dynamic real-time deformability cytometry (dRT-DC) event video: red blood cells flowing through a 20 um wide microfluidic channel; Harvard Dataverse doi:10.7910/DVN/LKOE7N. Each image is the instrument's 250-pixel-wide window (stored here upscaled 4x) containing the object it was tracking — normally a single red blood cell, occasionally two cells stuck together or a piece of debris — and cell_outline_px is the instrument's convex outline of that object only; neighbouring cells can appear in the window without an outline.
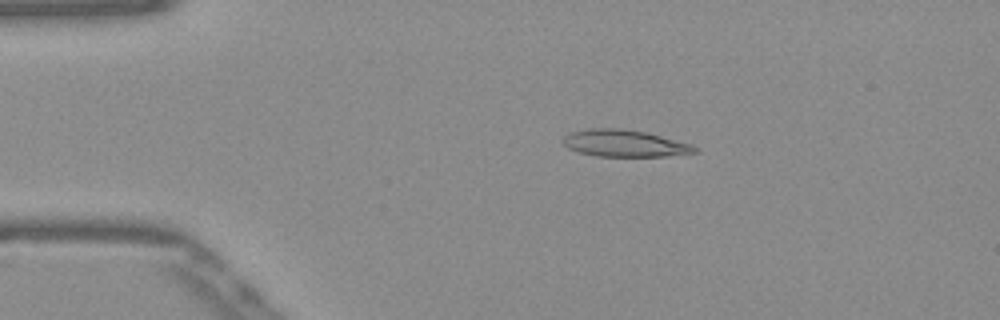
{"species": "Egyptian fruit bat (a non-hibernating species)", "species_latin": "Rousettus aegyptiacus", "temperature_condition": "warm", "stored_images_in_passage": 52, "camera_frame_rate_fps": 3000, "um_per_image_px": 0.085, "frame": {"image": 1, "passage_image": 10, "time_ms": 3.0, "image_size_px": [1000, 320], "cell_outline_px": [[700, 152], [664, 156], [596, 156], [580, 152], [568, 148], [560, 140], [564, 136], [572, 132], [588, 128], [620, 128], [644, 132], [692, 144], [700, 148]], "centroid_in_image_um": [53.1, 12.18], "position_along_channel_um": 31.9, "area_um2": 20.63}}
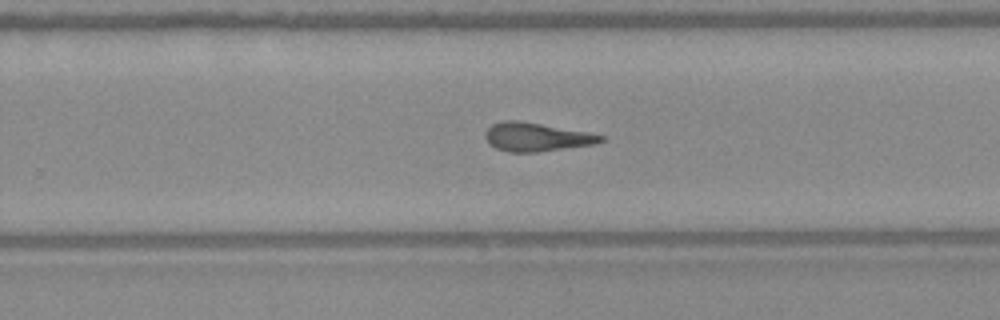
{"frame": {"image": 2, "passage_image": 33, "time_ms": 10.667, "image_size_px": [1000, 320], "cell_outline_px": [[608, 140], [592, 144], [536, 152], [508, 152], [496, 148], [488, 144], [484, 136], [484, 132], [492, 124], [500, 120], [520, 120], [588, 132], [604, 136]], "centroid_in_image_um": [45.55, 11.63], "position_along_channel_um": 284.3, "area_um2": 19.36}}
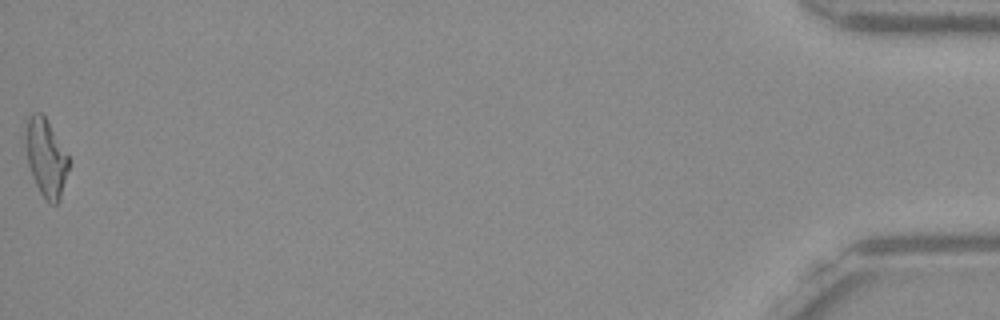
{"frame": {"image": 3, "passage_image": 52, "time_ms": 17.0, "image_size_px": [1000, 320], "cell_outline_px": [[68, 168], [60, 200], [56, 204], [48, 204], [40, 192], [32, 176], [28, 164], [24, 144], [24, 136], [28, 116], [32, 112], [40, 112], [44, 116], [68, 156]], "centroid_in_image_um": [3.86, 13.41], "position_along_channel_um": 431.3, "area_um2": 19.42}, "authors_computed_cell_mechanics": {"area_um2": 19.5942, "velocity_mm_per_s": 3.8905, "shape_relaxation_time_tau1_ms": null, "shape_relaxation_time_tau2_ms": 4.1934, "deformation_change_tau1": null, "deformation_change_tau2": 0.1737}}